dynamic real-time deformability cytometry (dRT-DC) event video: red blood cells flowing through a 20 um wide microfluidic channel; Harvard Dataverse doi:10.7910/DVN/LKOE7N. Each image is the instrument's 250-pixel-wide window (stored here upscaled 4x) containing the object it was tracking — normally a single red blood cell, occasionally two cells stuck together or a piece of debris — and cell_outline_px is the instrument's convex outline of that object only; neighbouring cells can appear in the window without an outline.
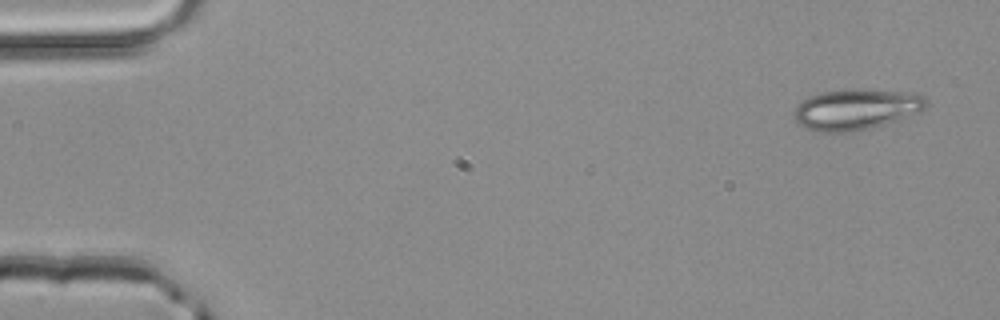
{"species": "common noctule bat (a hibernating species)", "species_latin": "Nyctalus noctula", "temperature_condition": "room temperature", "stored_images_in_passage": 4, "camera_frame_rate_fps": 3000, "um_per_image_px": 0.085, "animal": {"sex": "male", "body_mass_g": 20.4}, "frame": {"image": 1, "passage_image": 1, "time_ms": 0.0, "image_size_px": [1000, 320], "cell_outline_px": [[928, 104], [920, 112], [900, 120], [872, 128], [848, 132], [820, 132], [804, 128], [792, 116], [792, 112], [804, 100], [812, 96], [824, 92], [848, 88], [856, 88], [916, 92], [924, 96], [928, 100]], "centroid_in_image_um": [72.84, 9.28], "position_along_channel_um": 12.2, "area_um2": 31.96}}